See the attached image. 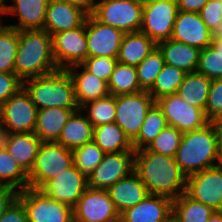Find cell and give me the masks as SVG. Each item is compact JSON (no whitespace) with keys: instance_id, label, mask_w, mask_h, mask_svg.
Instances as JSON below:
<instances>
[{"instance_id":"1","label":"cell","mask_w":222,"mask_h":222,"mask_svg":"<svg viewBox=\"0 0 222 222\" xmlns=\"http://www.w3.org/2000/svg\"><path fill=\"white\" fill-rule=\"evenodd\" d=\"M134 171L149 194L162 195L173 200L186 191L187 177L174 157L148 151L146 148L135 151Z\"/></svg>"},{"instance_id":"2","label":"cell","mask_w":222,"mask_h":222,"mask_svg":"<svg viewBox=\"0 0 222 222\" xmlns=\"http://www.w3.org/2000/svg\"><path fill=\"white\" fill-rule=\"evenodd\" d=\"M59 70L53 57L52 36L43 29L20 30L14 73L22 80Z\"/></svg>"},{"instance_id":"3","label":"cell","mask_w":222,"mask_h":222,"mask_svg":"<svg viewBox=\"0 0 222 222\" xmlns=\"http://www.w3.org/2000/svg\"><path fill=\"white\" fill-rule=\"evenodd\" d=\"M174 158L186 177L220 165L215 122L183 133Z\"/></svg>"},{"instance_id":"4","label":"cell","mask_w":222,"mask_h":222,"mask_svg":"<svg viewBox=\"0 0 222 222\" xmlns=\"http://www.w3.org/2000/svg\"><path fill=\"white\" fill-rule=\"evenodd\" d=\"M23 88L38 110L54 107L80 109L75 99L73 80L65 69L26 79Z\"/></svg>"},{"instance_id":"5","label":"cell","mask_w":222,"mask_h":222,"mask_svg":"<svg viewBox=\"0 0 222 222\" xmlns=\"http://www.w3.org/2000/svg\"><path fill=\"white\" fill-rule=\"evenodd\" d=\"M92 16L124 33L140 31L143 3L140 0H96Z\"/></svg>"},{"instance_id":"6","label":"cell","mask_w":222,"mask_h":222,"mask_svg":"<svg viewBox=\"0 0 222 222\" xmlns=\"http://www.w3.org/2000/svg\"><path fill=\"white\" fill-rule=\"evenodd\" d=\"M73 164L72 150L56 142H42L28 174V188L40 189L48 180Z\"/></svg>"},{"instance_id":"7","label":"cell","mask_w":222,"mask_h":222,"mask_svg":"<svg viewBox=\"0 0 222 222\" xmlns=\"http://www.w3.org/2000/svg\"><path fill=\"white\" fill-rule=\"evenodd\" d=\"M155 103L148 91L116 96V116L119 125L132 142L139 134L148 110Z\"/></svg>"},{"instance_id":"8","label":"cell","mask_w":222,"mask_h":222,"mask_svg":"<svg viewBox=\"0 0 222 222\" xmlns=\"http://www.w3.org/2000/svg\"><path fill=\"white\" fill-rule=\"evenodd\" d=\"M18 199L25 207L29 222H74L72 207L49 198L40 189L19 191Z\"/></svg>"},{"instance_id":"9","label":"cell","mask_w":222,"mask_h":222,"mask_svg":"<svg viewBox=\"0 0 222 222\" xmlns=\"http://www.w3.org/2000/svg\"><path fill=\"white\" fill-rule=\"evenodd\" d=\"M38 109L21 88L0 106L4 134L34 132Z\"/></svg>"},{"instance_id":"10","label":"cell","mask_w":222,"mask_h":222,"mask_svg":"<svg viewBox=\"0 0 222 222\" xmlns=\"http://www.w3.org/2000/svg\"><path fill=\"white\" fill-rule=\"evenodd\" d=\"M53 57L58 69L82 64L88 57L86 22L77 28L52 36Z\"/></svg>"},{"instance_id":"11","label":"cell","mask_w":222,"mask_h":222,"mask_svg":"<svg viewBox=\"0 0 222 222\" xmlns=\"http://www.w3.org/2000/svg\"><path fill=\"white\" fill-rule=\"evenodd\" d=\"M179 12L176 1H159L143 4L140 31L156 44L171 39L175 19Z\"/></svg>"},{"instance_id":"12","label":"cell","mask_w":222,"mask_h":222,"mask_svg":"<svg viewBox=\"0 0 222 222\" xmlns=\"http://www.w3.org/2000/svg\"><path fill=\"white\" fill-rule=\"evenodd\" d=\"M162 109L168 126H173L182 133L204 127L210 121L203 109L187 104L175 93L156 101Z\"/></svg>"},{"instance_id":"13","label":"cell","mask_w":222,"mask_h":222,"mask_svg":"<svg viewBox=\"0 0 222 222\" xmlns=\"http://www.w3.org/2000/svg\"><path fill=\"white\" fill-rule=\"evenodd\" d=\"M135 151L105 154L102 162L88 176V187L107 190L134 172Z\"/></svg>"},{"instance_id":"14","label":"cell","mask_w":222,"mask_h":222,"mask_svg":"<svg viewBox=\"0 0 222 222\" xmlns=\"http://www.w3.org/2000/svg\"><path fill=\"white\" fill-rule=\"evenodd\" d=\"M185 194L214 210H222V166L204 169L188 176Z\"/></svg>"},{"instance_id":"15","label":"cell","mask_w":222,"mask_h":222,"mask_svg":"<svg viewBox=\"0 0 222 222\" xmlns=\"http://www.w3.org/2000/svg\"><path fill=\"white\" fill-rule=\"evenodd\" d=\"M87 188V177L73 164L48 180L40 190L49 198L73 208Z\"/></svg>"},{"instance_id":"16","label":"cell","mask_w":222,"mask_h":222,"mask_svg":"<svg viewBox=\"0 0 222 222\" xmlns=\"http://www.w3.org/2000/svg\"><path fill=\"white\" fill-rule=\"evenodd\" d=\"M118 215L107 190L103 189L88 187L73 207L74 222H106Z\"/></svg>"},{"instance_id":"17","label":"cell","mask_w":222,"mask_h":222,"mask_svg":"<svg viewBox=\"0 0 222 222\" xmlns=\"http://www.w3.org/2000/svg\"><path fill=\"white\" fill-rule=\"evenodd\" d=\"M124 34L121 30L88 15L86 19L88 57L117 58Z\"/></svg>"},{"instance_id":"18","label":"cell","mask_w":222,"mask_h":222,"mask_svg":"<svg viewBox=\"0 0 222 222\" xmlns=\"http://www.w3.org/2000/svg\"><path fill=\"white\" fill-rule=\"evenodd\" d=\"M212 36L199 13L179 10L171 39L202 50L211 45Z\"/></svg>"},{"instance_id":"19","label":"cell","mask_w":222,"mask_h":222,"mask_svg":"<svg viewBox=\"0 0 222 222\" xmlns=\"http://www.w3.org/2000/svg\"><path fill=\"white\" fill-rule=\"evenodd\" d=\"M172 202L169 197L148 194L133 207L119 215L126 222H170L172 220Z\"/></svg>"},{"instance_id":"20","label":"cell","mask_w":222,"mask_h":222,"mask_svg":"<svg viewBox=\"0 0 222 222\" xmlns=\"http://www.w3.org/2000/svg\"><path fill=\"white\" fill-rule=\"evenodd\" d=\"M88 14L78 7L61 0H49L43 30L51 36L82 26Z\"/></svg>"},{"instance_id":"21","label":"cell","mask_w":222,"mask_h":222,"mask_svg":"<svg viewBox=\"0 0 222 222\" xmlns=\"http://www.w3.org/2000/svg\"><path fill=\"white\" fill-rule=\"evenodd\" d=\"M12 2V4L4 3V16L16 15L18 23L6 24L8 27L18 31L43 29L49 0H12Z\"/></svg>"},{"instance_id":"22","label":"cell","mask_w":222,"mask_h":222,"mask_svg":"<svg viewBox=\"0 0 222 222\" xmlns=\"http://www.w3.org/2000/svg\"><path fill=\"white\" fill-rule=\"evenodd\" d=\"M10 156L28 175L34 165L42 141L34 132L3 134L1 142Z\"/></svg>"},{"instance_id":"23","label":"cell","mask_w":222,"mask_h":222,"mask_svg":"<svg viewBox=\"0 0 222 222\" xmlns=\"http://www.w3.org/2000/svg\"><path fill=\"white\" fill-rule=\"evenodd\" d=\"M79 68L83 70H79ZM66 70L73 80L75 99L79 108L89 101L97 100L110 94L108 83L88 72L81 64L71 66Z\"/></svg>"},{"instance_id":"24","label":"cell","mask_w":222,"mask_h":222,"mask_svg":"<svg viewBox=\"0 0 222 222\" xmlns=\"http://www.w3.org/2000/svg\"><path fill=\"white\" fill-rule=\"evenodd\" d=\"M107 192L119 214L135 206L149 194L145 184L135 171L117 181L107 189Z\"/></svg>"},{"instance_id":"25","label":"cell","mask_w":222,"mask_h":222,"mask_svg":"<svg viewBox=\"0 0 222 222\" xmlns=\"http://www.w3.org/2000/svg\"><path fill=\"white\" fill-rule=\"evenodd\" d=\"M79 109L60 107L44 108L37 111L35 135L42 142H56L71 115Z\"/></svg>"},{"instance_id":"26","label":"cell","mask_w":222,"mask_h":222,"mask_svg":"<svg viewBox=\"0 0 222 222\" xmlns=\"http://www.w3.org/2000/svg\"><path fill=\"white\" fill-rule=\"evenodd\" d=\"M165 64L177 67L186 73L196 72L200 49L173 39L157 43Z\"/></svg>"},{"instance_id":"27","label":"cell","mask_w":222,"mask_h":222,"mask_svg":"<svg viewBox=\"0 0 222 222\" xmlns=\"http://www.w3.org/2000/svg\"><path fill=\"white\" fill-rule=\"evenodd\" d=\"M94 126L79 109L68 119L56 143L74 150L93 140Z\"/></svg>"},{"instance_id":"28","label":"cell","mask_w":222,"mask_h":222,"mask_svg":"<svg viewBox=\"0 0 222 222\" xmlns=\"http://www.w3.org/2000/svg\"><path fill=\"white\" fill-rule=\"evenodd\" d=\"M157 47V44L141 31L125 33L117 60L119 63L137 66Z\"/></svg>"},{"instance_id":"29","label":"cell","mask_w":222,"mask_h":222,"mask_svg":"<svg viewBox=\"0 0 222 222\" xmlns=\"http://www.w3.org/2000/svg\"><path fill=\"white\" fill-rule=\"evenodd\" d=\"M210 85L211 79L205 75L197 72L186 73L176 93L187 104L205 111Z\"/></svg>"},{"instance_id":"30","label":"cell","mask_w":222,"mask_h":222,"mask_svg":"<svg viewBox=\"0 0 222 222\" xmlns=\"http://www.w3.org/2000/svg\"><path fill=\"white\" fill-rule=\"evenodd\" d=\"M93 141L107 154L135 151L124 130L115 122L94 127Z\"/></svg>"},{"instance_id":"31","label":"cell","mask_w":222,"mask_h":222,"mask_svg":"<svg viewBox=\"0 0 222 222\" xmlns=\"http://www.w3.org/2000/svg\"><path fill=\"white\" fill-rule=\"evenodd\" d=\"M214 209L192 200L185 193L173 199L172 220L174 222H207Z\"/></svg>"},{"instance_id":"32","label":"cell","mask_w":222,"mask_h":222,"mask_svg":"<svg viewBox=\"0 0 222 222\" xmlns=\"http://www.w3.org/2000/svg\"><path fill=\"white\" fill-rule=\"evenodd\" d=\"M166 126L162 109L155 102L148 110L138 136L132 141L133 149L138 151L147 148Z\"/></svg>"},{"instance_id":"33","label":"cell","mask_w":222,"mask_h":222,"mask_svg":"<svg viewBox=\"0 0 222 222\" xmlns=\"http://www.w3.org/2000/svg\"><path fill=\"white\" fill-rule=\"evenodd\" d=\"M108 90L111 95L134 94L142 91L137 76L136 66L117 62L110 80Z\"/></svg>"},{"instance_id":"34","label":"cell","mask_w":222,"mask_h":222,"mask_svg":"<svg viewBox=\"0 0 222 222\" xmlns=\"http://www.w3.org/2000/svg\"><path fill=\"white\" fill-rule=\"evenodd\" d=\"M0 183L18 191L28 188V175L10 156L5 146L0 144Z\"/></svg>"},{"instance_id":"35","label":"cell","mask_w":222,"mask_h":222,"mask_svg":"<svg viewBox=\"0 0 222 222\" xmlns=\"http://www.w3.org/2000/svg\"><path fill=\"white\" fill-rule=\"evenodd\" d=\"M185 75L186 72L183 70L165 64L148 92L155 102L162 97L175 94L182 84Z\"/></svg>"},{"instance_id":"36","label":"cell","mask_w":222,"mask_h":222,"mask_svg":"<svg viewBox=\"0 0 222 222\" xmlns=\"http://www.w3.org/2000/svg\"><path fill=\"white\" fill-rule=\"evenodd\" d=\"M89 122L94 126L112 123L116 116V96L109 94L106 97L92 100L80 107Z\"/></svg>"},{"instance_id":"37","label":"cell","mask_w":222,"mask_h":222,"mask_svg":"<svg viewBox=\"0 0 222 222\" xmlns=\"http://www.w3.org/2000/svg\"><path fill=\"white\" fill-rule=\"evenodd\" d=\"M105 152L92 140L73 150L75 167L88 178L102 162Z\"/></svg>"},{"instance_id":"38","label":"cell","mask_w":222,"mask_h":222,"mask_svg":"<svg viewBox=\"0 0 222 222\" xmlns=\"http://www.w3.org/2000/svg\"><path fill=\"white\" fill-rule=\"evenodd\" d=\"M164 65L163 55L156 47L136 66L138 82L143 90L148 91L153 86Z\"/></svg>"},{"instance_id":"39","label":"cell","mask_w":222,"mask_h":222,"mask_svg":"<svg viewBox=\"0 0 222 222\" xmlns=\"http://www.w3.org/2000/svg\"><path fill=\"white\" fill-rule=\"evenodd\" d=\"M19 31L6 26L0 33V72L14 73Z\"/></svg>"},{"instance_id":"40","label":"cell","mask_w":222,"mask_h":222,"mask_svg":"<svg viewBox=\"0 0 222 222\" xmlns=\"http://www.w3.org/2000/svg\"><path fill=\"white\" fill-rule=\"evenodd\" d=\"M183 133L173 126H166L146 148L164 156L175 157Z\"/></svg>"},{"instance_id":"41","label":"cell","mask_w":222,"mask_h":222,"mask_svg":"<svg viewBox=\"0 0 222 222\" xmlns=\"http://www.w3.org/2000/svg\"><path fill=\"white\" fill-rule=\"evenodd\" d=\"M197 73L211 80L222 79V53L211 45L200 51Z\"/></svg>"},{"instance_id":"42","label":"cell","mask_w":222,"mask_h":222,"mask_svg":"<svg viewBox=\"0 0 222 222\" xmlns=\"http://www.w3.org/2000/svg\"><path fill=\"white\" fill-rule=\"evenodd\" d=\"M117 62V58L112 57H87L81 65L88 72L96 75L98 78L103 79L108 83Z\"/></svg>"},{"instance_id":"43","label":"cell","mask_w":222,"mask_h":222,"mask_svg":"<svg viewBox=\"0 0 222 222\" xmlns=\"http://www.w3.org/2000/svg\"><path fill=\"white\" fill-rule=\"evenodd\" d=\"M204 112L210 122L218 121L222 117V79L211 80Z\"/></svg>"},{"instance_id":"44","label":"cell","mask_w":222,"mask_h":222,"mask_svg":"<svg viewBox=\"0 0 222 222\" xmlns=\"http://www.w3.org/2000/svg\"><path fill=\"white\" fill-rule=\"evenodd\" d=\"M199 15L208 29L214 34L220 25L222 2L220 0H209L199 11Z\"/></svg>"},{"instance_id":"45","label":"cell","mask_w":222,"mask_h":222,"mask_svg":"<svg viewBox=\"0 0 222 222\" xmlns=\"http://www.w3.org/2000/svg\"><path fill=\"white\" fill-rule=\"evenodd\" d=\"M23 88V81L15 73L0 72V106Z\"/></svg>"},{"instance_id":"46","label":"cell","mask_w":222,"mask_h":222,"mask_svg":"<svg viewBox=\"0 0 222 222\" xmlns=\"http://www.w3.org/2000/svg\"><path fill=\"white\" fill-rule=\"evenodd\" d=\"M0 222H29L25 207L18 198L1 215Z\"/></svg>"},{"instance_id":"47","label":"cell","mask_w":222,"mask_h":222,"mask_svg":"<svg viewBox=\"0 0 222 222\" xmlns=\"http://www.w3.org/2000/svg\"><path fill=\"white\" fill-rule=\"evenodd\" d=\"M19 191L12 187L3 186L0 189V217L18 198Z\"/></svg>"},{"instance_id":"48","label":"cell","mask_w":222,"mask_h":222,"mask_svg":"<svg viewBox=\"0 0 222 222\" xmlns=\"http://www.w3.org/2000/svg\"><path fill=\"white\" fill-rule=\"evenodd\" d=\"M209 0H177L180 11L199 13Z\"/></svg>"},{"instance_id":"49","label":"cell","mask_w":222,"mask_h":222,"mask_svg":"<svg viewBox=\"0 0 222 222\" xmlns=\"http://www.w3.org/2000/svg\"><path fill=\"white\" fill-rule=\"evenodd\" d=\"M68 4L78 7L85 11L88 15H92L96 0H61Z\"/></svg>"},{"instance_id":"50","label":"cell","mask_w":222,"mask_h":222,"mask_svg":"<svg viewBox=\"0 0 222 222\" xmlns=\"http://www.w3.org/2000/svg\"><path fill=\"white\" fill-rule=\"evenodd\" d=\"M215 129L217 135L218 158L220 161V165L222 166V122L215 121Z\"/></svg>"},{"instance_id":"51","label":"cell","mask_w":222,"mask_h":222,"mask_svg":"<svg viewBox=\"0 0 222 222\" xmlns=\"http://www.w3.org/2000/svg\"><path fill=\"white\" fill-rule=\"evenodd\" d=\"M211 46L218 52L222 53V36H212Z\"/></svg>"},{"instance_id":"52","label":"cell","mask_w":222,"mask_h":222,"mask_svg":"<svg viewBox=\"0 0 222 222\" xmlns=\"http://www.w3.org/2000/svg\"><path fill=\"white\" fill-rule=\"evenodd\" d=\"M207 222H222V210H215Z\"/></svg>"},{"instance_id":"53","label":"cell","mask_w":222,"mask_h":222,"mask_svg":"<svg viewBox=\"0 0 222 222\" xmlns=\"http://www.w3.org/2000/svg\"><path fill=\"white\" fill-rule=\"evenodd\" d=\"M213 35H215V36H222V16H221L220 25H219L217 31Z\"/></svg>"},{"instance_id":"54","label":"cell","mask_w":222,"mask_h":222,"mask_svg":"<svg viewBox=\"0 0 222 222\" xmlns=\"http://www.w3.org/2000/svg\"><path fill=\"white\" fill-rule=\"evenodd\" d=\"M143 4L154 3L159 1H177V0H140Z\"/></svg>"},{"instance_id":"55","label":"cell","mask_w":222,"mask_h":222,"mask_svg":"<svg viewBox=\"0 0 222 222\" xmlns=\"http://www.w3.org/2000/svg\"><path fill=\"white\" fill-rule=\"evenodd\" d=\"M106 222H126V221L120 215H118L116 218Z\"/></svg>"},{"instance_id":"56","label":"cell","mask_w":222,"mask_h":222,"mask_svg":"<svg viewBox=\"0 0 222 222\" xmlns=\"http://www.w3.org/2000/svg\"><path fill=\"white\" fill-rule=\"evenodd\" d=\"M4 0H0V19H1V16L3 17L4 15Z\"/></svg>"},{"instance_id":"57","label":"cell","mask_w":222,"mask_h":222,"mask_svg":"<svg viewBox=\"0 0 222 222\" xmlns=\"http://www.w3.org/2000/svg\"><path fill=\"white\" fill-rule=\"evenodd\" d=\"M3 128H2V122H1V115H0V144L2 142L3 139Z\"/></svg>"},{"instance_id":"58","label":"cell","mask_w":222,"mask_h":222,"mask_svg":"<svg viewBox=\"0 0 222 222\" xmlns=\"http://www.w3.org/2000/svg\"><path fill=\"white\" fill-rule=\"evenodd\" d=\"M5 23L2 24V18L0 19V33L6 27Z\"/></svg>"}]
</instances>
